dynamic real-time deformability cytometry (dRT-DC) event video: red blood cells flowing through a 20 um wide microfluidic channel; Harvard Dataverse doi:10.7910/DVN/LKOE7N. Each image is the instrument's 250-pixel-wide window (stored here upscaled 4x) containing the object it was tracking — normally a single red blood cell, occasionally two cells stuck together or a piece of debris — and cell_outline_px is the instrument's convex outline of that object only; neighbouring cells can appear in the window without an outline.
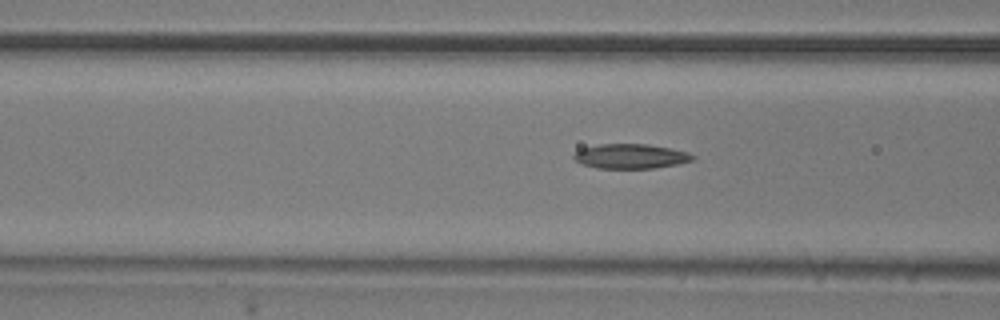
{"species": "common noctule bat (a hibernating species)", "species_latin": "Nyctalus noctula", "temperature_condition": "room temperature", "stored_images_in_passage": 10, "camera_frame_rate_fps": 3000, "um_per_image_px": 0.085, "animal": {"sex": "male", "body_mass_g": 20.5, "forearm_length_mm": 52.5}, "frame": {"image": 1, "passage_image": 7, "time_ms": 2.0, "image_size_px": [1000, 320], "cell_outline_px": [[696, 160], [676, 164], [652, 168], [596, 168], [584, 164], [576, 160], [572, 156], [580, 148], [600, 144], [648, 144], [672, 148], [688, 152], [696, 156]], "centroid_in_image_um": [53.64, 13.27], "position_along_channel_um": 113.0, "area_um2": 17.11}}